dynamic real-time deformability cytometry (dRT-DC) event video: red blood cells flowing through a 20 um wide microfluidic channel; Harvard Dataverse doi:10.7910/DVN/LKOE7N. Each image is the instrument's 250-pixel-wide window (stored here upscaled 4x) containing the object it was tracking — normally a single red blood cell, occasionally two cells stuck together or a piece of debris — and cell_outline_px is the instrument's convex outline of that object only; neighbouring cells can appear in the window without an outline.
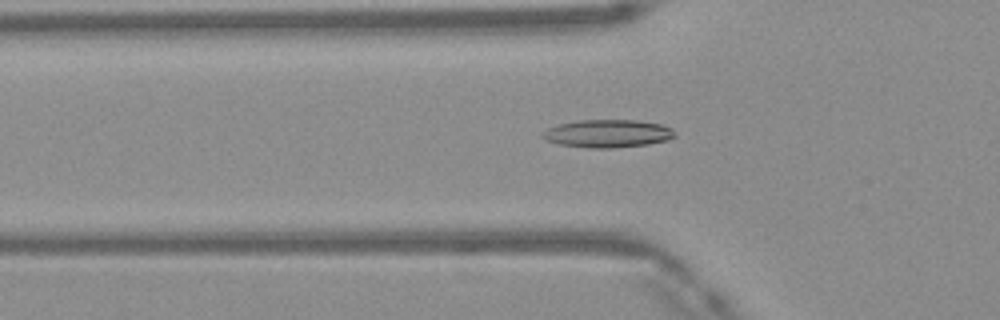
{"species": "Egyptian fruit bat (a non-hibernating species)", "species_latin": "Rousettus aegyptiacus", "temperature_condition": "warm", "stored_images_in_passage": 35, "camera_frame_rate_fps": 3000, "um_per_image_px": 0.085, "frame": {"image": 1, "passage_image": 3, "time_ms": 0.667, "image_size_px": [1000, 320], "cell_outline_px": [[676, 136], [668, 140], [648, 144], [612, 148], [588, 148], [560, 144], [548, 140], [540, 136], [540, 132], [548, 128], [560, 124], [580, 120], [636, 120], [660, 124], [672, 128], [676, 132]], "centroid_in_image_um": [51.67, 11.35], "position_along_channel_um": 74.1, "area_um2": 21.5}}
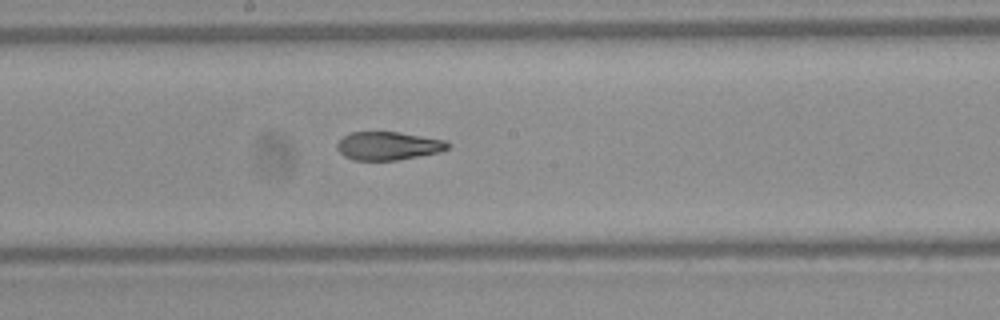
{"frame": {"image": 2, "passage_image": 13, "time_ms": 4.0, "image_size_px": [1000, 320], "cell_outline_px": [[452, 144], [448, 148], [440, 152], [396, 160], [352, 160], [344, 156], [336, 148], [336, 144], [348, 132], [400, 132], [444, 140]], "centroid_in_image_um": [32.98, 12.39], "position_along_channel_um": 215.2, "area_um2": 18.26}}
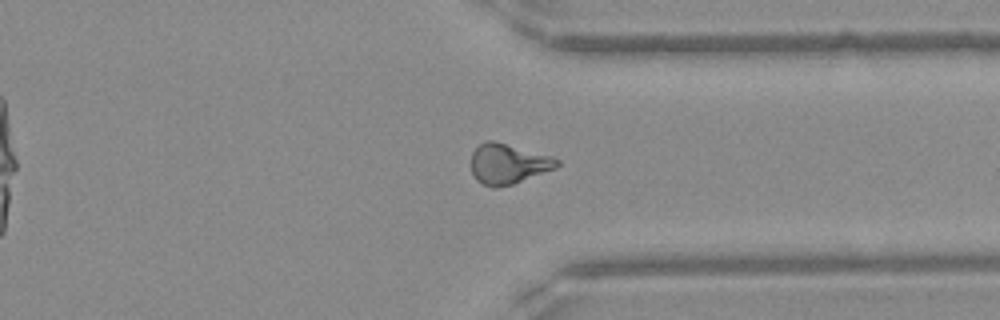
{"frame": {"image": 3, "passage_image": 24, "time_ms": 7.667, "image_size_px": [1000, 320], "cell_outline_px": [[560, 164], [556, 168], [512, 184], [496, 188], [492, 188], [476, 180], [472, 172], [472, 152], [480, 144], [488, 140], [492, 140], [552, 156], [560, 160]], "centroid_in_image_um": [43.2, 13.93], "position_along_channel_um": 368.2, "area_um2": 19.94}, "authors_computed_cell_mechanics": {"area_um2": 19.363, "velocity_mm_per_s": 4.196, "shape_relaxation_time_tau1_ms": null, "shape_relaxation_time_tau2_ms": 1.9332, "deformation_change_tau1": null, "deformation_change_tau2": 0.1033}}